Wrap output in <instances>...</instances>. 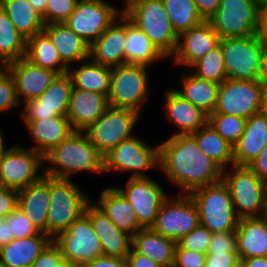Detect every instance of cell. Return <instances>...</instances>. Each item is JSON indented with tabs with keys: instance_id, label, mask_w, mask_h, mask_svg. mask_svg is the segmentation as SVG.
<instances>
[{
	"instance_id": "6da1fadb",
	"label": "cell",
	"mask_w": 267,
	"mask_h": 267,
	"mask_svg": "<svg viewBox=\"0 0 267 267\" xmlns=\"http://www.w3.org/2000/svg\"><path fill=\"white\" fill-rule=\"evenodd\" d=\"M159 168L179 194H190L196 189L222 180L223 169L204 152L191 135L173 134L159 144Z\"/></svg>"
},
{
	"instance_id": "7a4b0ae2",
	"label": "cell",
	"mask_w": 267,
	"mask_h": 267,
	"mask_svg": "<svg viewBox=\"0 0 267 267\" xmlns=\"http://www.w3.org/2000/svg\"><path fill=\"white\" fill-rule=\"evenodd\" d=\"M50 162L44 175L68 179L78 171L103 173V155L90 142L84 131H73L58 146L44 156V162Z\"/></svg>"
},
{
	"instance_id": "3957f363",
	"label": "cell",
	"mask_w": 267,
	"mask_h": 267,
	"mask_svg": "<svg viewBox=\"0 0 267 267\" xmlns=\"http://www.w3.org/2000/svg\"><path fill=\"white\" fill-rule=\"evenodd\" d=\"M123 13L138 26L166 57L175 54L178 35L162 0H126Z\"/></svg>"
},
{
	"instance_id": "277c9868",
	"label": "cell",
	"mask_w": 267,
	"mask_h": 267,
	"mask_svg": "<svg viewBox=\"0 0 267 267\" xmlns=\"http://www.w3.org/2000/svg\"><path fill=\"white\" fill-rule=\"evenodd\" d=\"M72 180L49 177L50 203L47 218V236L53 240L85 211L88 198Z\"/></svg>"
},
{
	"instance_id": "5b68a950",
	"label": "cell",
	"mask_w": 267,
	"mask_h": 267,
	"mask_svg": "<svg viewBox=\"0 0 267 267\" xmlns=\"http://www.w3.org/2000/svg\"><path fill=\"white\" fill-rule=\"evenodd\" d=\"M224 169L222 180L227 185L239 219L262 217L267 207V183L248 166L232 165Z\"/></svg>"
},
{
	"instance_id": "8992f818",
	"label": "cell",
	"mask_w": 267,
	"mask_h": 267,
	"mask_svg": "<svg viewBox=\"0 0 267 267\" xmlns=\"http://www.w3.org/2000/svg\"><path fill=\"white\" fill-rule=\"evenodd\" d=\"M189 195L197 206L201 225L212 233L236 231L239 217L223 180L196 189Z\"/></svg>"
},
{
	"instance_id": "52a82bcc",
	"label": "cell",
	"mask_w": 267,
	"mask_h": 267,
	"mask_svg": "<svg viewBox=\"0 0 267 267\" xmlns=\"http://www.w3.org/2000/svg\"><path fill=\"white\" fill-rule=\"evenodd\" d=\"M220 39L250 37L261 27L258 0H221L217 11L207 20Z\"/></svg>"
},
{
	"instance_id": "ba28073f",
	"label": "cell",
	"mask_w": 267,
	"mask_h": 267,
	"mask_svg": "<svg viewBox=\"0 0 267 267\" xmlns=\"http://www.w3.org/2000/svg\"><path fill=\"white\" fill-rule=\"evenodd\" d=\"M228 78L259 81L264 39L260 34L250 37L220 39Z\"/></svg>"
},
{
	"instance_id": "9c48e42d",
	"label": "cell",
	"mask_w": 267,
	"mask_h": 267,
	"mask_svg": "<svg viewBox=\"0 0 267 267\" xmlns=\"http://www.w3.org/2000/svg\"><path fill=\"white\" fill-rule=\"evenodd\" d=\"M147 67L141 64L112 67L111 88L108 95L110 107L130 109L140 113L145 101L148 100Z\"/></svg>"
},
{
	"instance_id": "30bf717a",
	"label": "cell",
	"mask_w": 267,
	"mask_h": 267,
	"mask_svg": "<svg viewBox=\"0 0 267 267\" xmlns=\"http://www.w3.org/2000/svg\"><path fill=\"white\" fill-rule=\"evenodd\" d=\"M158 166L159 145L151 147L134 135L103 156V173L129 171L132 178L147 177L144 171Z\"/></svg>"
},
{
	"instance_id": "8fae6325",
	"label": "cell",
	"mask_w": 267,
	"mask_h": 267,
	"mask_svg": "<svg viewBox=\"0 0 267 267\" xmlns=\"http://www.w3.org/2000/svg\"><path fill=\"white\" fill-rule=\"evenodd\" d=\"M141 113L130 109L108 107L84 132L104 156L123 140L133 136V128Z\"/></svg>"
},
{
	"instance_id": "7c38bea8",
	"label": "cell",
	"mask_w": 267,
	"mask_h": 267,
	"mask_svg": "<svg viewBox=\"0 0 267 267\" xmlns=\"http://www.w3.org/2000/svg\"><path fill=\"white\" fill-rule=\"evenodd\" d=\"M199 225V212L193 199L188 194H179L163 202L151 229L177 242Z\"/></svg>"
},
{
	"instance_id": "4fadbf2b",
	"label": "cell",
	"mask_w": 267,
	"mask_h": 267,
	"mask_svg": "<svg viewBox=\"0 0 267 267\" xmlns=\"http://www.w3.org/2000/svg\"><path fill=\"white\" fill-rule=\"evenodd\" d=\"M52 241L59 247L62 257L73 267H81L86 262L103 255L99 238L85 214Z\"/></svg>"
},
{
	"instance_id": "5bb4252c",
	"label": "cell",
	"mask_w": 267,
	"mask_h": 267,
	"mask_svg": "<svg viewBox=\"0 0 267 267\" xmlns=\"http://www.w3.org/2000/svg\"><path fill=\"white\" fill-rule=\"evenodd\" d=\"M122 13L103 0H78L64 23L91 45Z\"/></svg>"
},
{
	"instance_id": "9a60e30c",
	"label": "cell",
	"mask_w": 267,
	"mask_h": 267,
	"mask_svg": "<svg viewBox=\"0 0 267 267\" xmlns=\"http://www.w3.org/2000/svg\"><path fill=\"white\" fill-rule=\"evenodd\" d=\"M44 157L32 149L14 145L6 149L0 165V186L21 190L36 183L44 173L38 174Z\"/></svg>"
},
{
	"instance_id": "2e32d148",
	"label": "cell",
	"mask_w": 267,
	"mask_h": 267,
	"mask_svg": "<svg viewBox=\"0 0 267 267\" xmlns=\"http://www.w3.org/2000/svg\"><path fill=\"white\" fill-rule=\"evenodd\" d=\"M261 112L260 81L227 78L218 89L217 105L213 113L248 119Z\"/></svg>"
},
{
	"instance_id": "e0dca14e",
	"label": "cell",
	"mask_w": 267,
	"mask_h": 267,
	"mask_svg": "<svg viewBox=\"0 0 267 267\" xmlns=\"http://www.w3.org/2000/svg\"><path fill=\"white\" fill-rule=\"evenodd\" d=\"M115 188L130 202L143 228H151L160 206L169 197L162 187L149 177H130L125 189Z\"/></svg>"
},
{
	"instance_id": "ac0fdd59",
	"label": "cell",
	"mask_w": 267,
	"mask_h": 267,
	"mask_svg": "<svg viewBox=\"0 0 267 267\" xmlns=\"http://www.w3.org/2000/svg\"><path fill=\"white\" fill-rule=\"evenodd\" d=\"M72 87L68 73L58 75L38 98L25 101L22 112L25 124L29 120L67 116Z\"/></svg>"
},
{
	"instance_id": "d6986e66",
	"label": "cell",
	"mask_w": 267,
	"mask_h": 267,
	"mask_svg": "<svg viewBox=\"0 0 267 267\" xmlns=\"http://www.w3.org/2000/svg\"><path fill=\"white\" fill-rule=\"evenodd\" d=\"M219 42V34L208 21H204L178 36L177 49L173 55L174 64L190 67L194 62L218 46Z\"/></svg>"
},
{
	"instance_id": "ffe728a7",
	"label": "cell",
	"mask_w": 267,
	"mask_h": 267,
	"mask_svg": "<svg viewBox=\"0 0 267 267\" xmlns=\"http://www.w3.org/2000/svg\"><path fill=\"white\" fill-rule=\"evenodd\" d=\"M6 69L13 77L19 101L38 98L59 75L57 72L32 64L25 57L8 63Z\"/></svg>"
},
{
	"instance_id": "44dd1931",
	"label": "cell",
	"mask_w": 267,
	"mask_h": 267,
	"mask_svg": "<svg viewBox=\"0 0 267 267\" xmlns=\"http://www.w3.org/2000/svg\"><path fill=\"white\" fill-rule=\"evenodd\" d=\"M84 214L89 218L102 246L103 255L125 258L132 250V236L122 232L94 202L87 204Z\"/></svg>"
},
{
	"instance_id": "7402d4cb",
	"label": "cell",
	"mask_w": 267,
	"mask_h": 267,
	"mask_svg": "<svg viewBox=\"0 0 267 267\" xmlns=\"http://www.w3.org/2000/svg\"><path fill=\"white\" fill-rule=\"evenodd\" d=\"M125 42L126 15L122 13L119 18L90 45V58L94 57L92 59L93 62L111 68L123 65L125 64Z\"/></svg>"
},
{
	"instance_id": "603a6c76",
	"label": "cell",
	"mask_w": 267,
	"mask_h": 267,
	"mask_svg": "<svg viewBox=\"0 0 267 267\" xmlns=\"http://www.w3.org/2000/svg\"><path fill=\"white\" fill-rule=\"evenodd\" d=\"M108 107L106 95L72 87L67 113L69 124L74 131H85Z\"/></svg>"
},
{
	"instance_id": "cb8c5ba5",
	"label": "cell",
	"mask_w": 267,
	"mask_h": 267,
	"mask_svg": "<svg viewBox=\"0 0 267 267\" xmlns=\"http://www.w3.org/2000/svg\"><path fill=\"white\" fill-rule=\"evenodd\" d=\"M267 145V114L246 119L243 134L233 146L234 165L248 166Z\"/></svg>"
},
{
	"instance_id": "d4e9b609",
	"label": "cell",
	"mask_w": 267,
	"mask_h": 267,
	"mask_svg": "<svg viewBox=\"0 0 267 267\" xmlns=\"http://www.w3.org/2000/svg\"><path fill=\"white\" fill-rule=\"evenodd\" d=\"M166 116L179 129L175 135L197 132L208 123V115L179 94L169 89L165 95Z\"/></svg>"
},
{
	"instance_id": "484cf974",
	"label": "cell",
	"mask_w": 267,
	"mask_h": 267,
	"mask_svg": "<svg viewBox=\"0 0 267 267\" xmlns=\"http://www.w3.org/2000/svg\"><path fill=\"white\" fill-rule=\"evenodd\" d=\"M43 32L49 37L61 61L69 69L71 63H82L90 58V45L65 23L46 24Z\"/></svg>"
},
{
	"instance_id": "4316f807",
	"label": "cell",
	"mask_w": 267,
	"mask_h": 267,
	"mask_svg": "<svg viewBox=\"0 0 267 267\" xmlns=\"http://www.w3.org/2000/svg\"><path fill=\"white\" fill-rule=\"evenodd\" d=\"M49 176L44 175L36 183L18 191V207L34 226L47 235V218L50 203Z\"/></svg>"
},
{
	"instance_id": "83f0119b",
	"label": "cell",
	"mask_w": 267,
	"mask_h": 267,
	"mask_svg": "<svg viewBox=\"0 0 267 267\" xmlns=\"http://www.w3.org/2000/svg\"><path fill=\"white\" fill-rule=\"evenodd\" d=\"M25 125L36 143L31 149L43 157L74 131L67 116L29 120Z\"/></svg>"
},
{
	"instance_id": "f1b7e54d",
	"label": "cell",
	"mask_w": 267,
	"mask_h": 267,
	"mask_svg": "<svg viewBox=\"0 0 267 267\" xmlns=\"http://www.w3.org/2000/svg\"><path fill=\"white\" fill-rule=\"evenodd\" d=\"M122 232L132 237L143 227L139 224L132 205L115 188H105L94 203Z\"/></svg>"
},
{
	"instance_id": "f546056e",
	"label": "cell",
	"mask_w": 267,
	"mask_h": 267,
	"mask_svg": "<svg viewBox=\"0 0 267 267\" xmlns=\"http://www.w3.org/2000/svg\"><path fill=\"white\" fill-rule=\"evenodd\" d=\"M52 240L45 234L13 239L0 247V263L6 267H30Z\"/></svg>"
},
{
	"instance_id": "4dcf8cb0",
	"label": "cell",
	"mask_w": 267,
	"mask_h": 267,
	"mask_svg": "<svg viewBox=\"0 0 267 267\" xmlns=\"http://www.w3.org/2000/svg\"><path fill=\"white\" fill-rule=\"evenodd\" d=\"M235 232L240 259L267 256V220L264 216L239 219Z\"/></svg>"
},
{
	"instance_id": "1f68e13d",
	"label": "cell",
	"mask_w": 267,
	"mask_h": 267,
	"mask_svg": "<svg viewBox=\"0 0 267 267\" xmlns=\"http://www.w3.org/2000/svg\"><path fill=\"white\" fill-rule=\"evenodd\" d=\"M176 245V241L156 233L151 228H143L132 237V249L162 267H173Z\"/></svg>"
},
{
	"instance_id": "d6a6232c",
	"label": "cell",
	"mask_w": 267,
	"mask_h": 267,
	"mask_svg": "<svg viewBox=\"0 0 267 267\" xmlns=\"http://www.w3.org/2000/svg\"><path fill=\"white\" fill-rule=\"evenodd\" d=\"M125 64L149 66L165 56L148 36L126 16Z\"/></svg>"
},
{
	"instance_id": "836d02e7",
	"label": "cell",
	"mask_w": 267,
	"mask_h": 267,
	"mask_svg": "<svg viewBox=\"0 0 267 267\" xmlns=\"http://www.w3.org/2000/svg\"><path fill=\"white\" fill-rule=\"evenodd\" d=\"M0 6L26 40L43 32L45 23L42 15L28 0H0Z\"/></svg>"
},
{
	"instance_id": "e575fe53",
	"label": "cell",
	"mask_w": 267,
	"mask_h": 267,
	"mask_svg": "<svg viewBox=\"0 0 267 267\" xmlns=\"http://www.w3.org/2000/svg\"><path fill=\"white\" fill-rule=\"evenodd\" d=\"M74 88L96 92L108 97L111 88L112 68L89 61L67 72Z\"/></svg>"
},
{
	"instance_id": "d590c367",
	"label": "cell",
	"mask_w": 267,
	"mask_h": 267,
	"mask_svg": "<svg viewBox=\"0 0 267 267\" xmlns=\"http://www.w3.org/2000/svg\"><path fill=\"white\" fill-rule=\"evenodd\" d=\"M181 90L176 91L208 116L217 105L219 84L199 79L192 73L183 75Z\"/></svg>"
},
{
	"instance_id": "8d00e7d4",
	"label": "cell",
	"mask_w": 267,
	"mask_h": 267,
	"mask_svg": "<svg viewBox=\"0 0 267 267\" xmlns=\"http://www.w3.org/2000/svg\"><path fill=\"white\" fill-rule=\"evenodd\" d=\"M25 58L32 64L53 70L59 75L65 74L69 70L61 61L55 46L44 32L35 34L27 40Z\"/></svg>"
},
{
	"instance_id": "74e56055",
	"label": "cell",
	"mask_w": 267,
	"mask_h": 267,
	"mask_svg": "<svg viewBox=\"0 0 267 267\" xmlns=\"http://www.w3.org/2000/svg\"><path fill=\"white\" fill-rule=\"evenodd\" d=\"M199 148L213 159L223 170L228 164L234 165L233 145L225 140L209 123L191 134Z\"/></svg>"
},
{
	"instance_id": "f35d334b",
	"label": "cell",
	"mask_w": 267,
	"mask_h": 267,
	"mask_svg": "<svg viewBox=\"0 0 267 267\" xmlns=\"http://www.w3.org/2000/svg\"><path fill=\"white\" fill-rule=\"evenodd\" d=\"M27 40L14 27L0 6V65L17 61L26 56Z\"/></svg>"
},
{
	"instance_id": "ab89813d",
	"label": "cell",
	"mask_w": 267,
	"mask_h": 267,
	"mask_svg": "<svg viewBox=\"0 0 267 267\" xmlns=\"http://www.w3.org/2000/svg\"><path fill=\"white\" fill-rule=\"evenodd\" d=\"M162 2L178 36L206 21L200 15L194 0H162Z\"/></svg>"
},
{
	"instance_id": "60d3db41",
	"label": "cell",
	"mask_w": 267,
	"mask_h": 267,
	"mask_svg": "<svg viewBox=\"0 0 267 267\" xmlns=\"http://www.w3.org/2000/svg\"><path fill=\"white\" fill-rule=\"evenodd\" d=\"M223 60L221 46L218 45L190 66L193 69L195 68L192 74L199 79L220 85L228 78Z\"/></svg>"
},
{
	"instance_id": "b9f144b4",
	"label": "cell",
	"mask_w": 267,
	"mask_h": 267,
	"mask_svg": "<svg viewBox=\"0 0 267 267\" xmlns=\"http://www.w3.org/2000/svg\"><path fill=\"white\" fill-rule=\"evenodd\" d=\"M208 123L234 146L243 134L246 119L228 114L212 113L208 116Z\"/></svg>"
},
{
	"instance_id": "7bdbcfd3",
	"label": "cell",
	"mask_w": 267,
	"mask_h": 267,
	"mask_svg": "<svg viewBox=\"0 0 267 267\" xmlns=\"http://www.w3.org/2000/svg\"><path fill=\"white\" fill-rule=\"evenodd\" d=\"M4 220L9 224L10 235H13L14 239L34 236L41 233L19 207L5 217Z\"/></svg>"
},
{
	"instance_id": "ee69618b",
	"label": "cell",
	"mask_w": 267,
	"mask_h": 267,
	"mask_svg": "<svg viewBox=\"0 0 267 267\" xmlns=\"http://www.w3.org/2000/svg\"><path fill=\"white\" fill-rule=\"evenodd\" d=\"M212 232L203 225H199L186 236L177 241L182 249L207 254Z\"/></svg>"
},
{
	"instance_id": "f6af8a7d",
	"label": "cell",
	"mask_w": 267,
	"mask_h": 267,
	"mask_svg": "<svg viewBox=\"0 0 267 267\" xmlns=\"http://www.w3.org/2000/svg\"><path fill=\"white\" fill-rule=\"evenodd\" d=\"M19 102L13 77L5 66H0V112L8 111Z\"/></svg>"
},
{
	"instance_id": "bcb514c9",
	"label": "cell",
	"mask_w": 267,
	"mask_h": 267,
	"mask_svg": "<svg viewBox=\"0 0 267 267\" xmlns=\"http://www.w3.org/2000/svg\"><path fill=\"white\" fill-rule=\"evenodd\" d=\"M78 0H48L45 13L42 15L43 21L46 24L64 23Z\"/></svg>"
},
{
	"instance_id": "7dc6e473",
	"label": "cell",
	"mask_w": 267,
	"mask_h": 267,
	"mask_svg": "<svg viewBox=\"0 0 267 267\" xmlns=\"http://www.w3.org/2000/svg\"><path fill=\"white\" fill-rule=\"evenodd\" d=\"M30 267H73L61 255L59 247L51 241Z\"/></svg>"
},
{
	"instance_id": "c3c4849f",
	"label": "cell",
	"mask_w": 267,
	"mask_h": 267,
	"mask_svg": "<svg viewBox=\"0 0 267 267\" xmlns=\"http://www.w3.org/2000/svg\"><path fill=\"white\" fill-rule=\"evenodd\" d=\"M208 252H237L236 232L212 233Z\"/></svg>"
},
{
	"instance_id": "681fc988",
	"label": "cell",
	"mask_w": 267,
	"mask_h": 267,
	"mask_svg": "<svg viewBox=\"0 0 267 267\" xmlns=\"http://www.w3.org/2000/svg\"><path fill=\"white\" fill-rule=\"evenodd\" d=\"M206 254L175 247L173 267H204Z\"/></svg>"
},
{
	"instance_id": "f907efd6",
	"label": "cell",
	"mask_w": 267,
	"mask_h": 267,
	"mask_svg": "<svg viewBox=\"0 0 267 267\" xmlns=\"http://www.w3.org/2000/svg\"><path fill=\"white\" fill-rule=\"evenodd\" d=\"M238 252H207L204 267H240Z\"/></svg>"
},
{
	"instance_id": "816d5d0a",
	"label": "cell",
	"mask_w": 267,
	"mask_h": 267,
	"mask_svg": "<svg viewBox=\"0 0 267 267\" xmlns=\"http://www.w3.org/2000/svg\"><path fill=\"white\" fill-rule=\"evenodd\" d=\"M18 207V191L0 186V217H7Z\"/></svg>"
},
{
	"instance_id": "f5cc1de1",
	"label": "cell",
	"mask_w": 267,
	"mask_h": 267,
	"mask_svg": "<svg viewBox=\"0 0 267 267\" xmlns=\"http://www.w3.org/2000/svg\"><path fill=\"white\" fill-rule=\"evenodd\" d=\"M81 267H129V264L126 257L117 258L101 255L94 258L92 261L86 262Z\"/></svg>"
},
{
	"instance_id": "db71d44e",
	"label": "cell",
	"mask_w": 267,
	"mask_h": 267,
	"mask_svg": "<svg viewBox=\"0 0 267 267\" xmlns=\"http://www.w3.org/2000/svg\"><path fill=\"white\" fill-rule=\"evenodd\" d=\"M248 167L263 181L267 183V145Z\"/></svg>"
},
{
	"instance_id": "11a10c76",
	"label": "cell",
	"mask_w": 267,
	"mask_h": 267,
	"mask_svg": "<svg viewBox=\"0 0 267 267\" xmlns=\"http://www.w3.org/2000/svg\"><path fill=\"white\" fill-rule=\"evenodd\" d=\"M129 267H162L150 258L136 253L133 249L126 256Z\"/></svg>"
},
{
	"instance_id": "9f6ffc18",
	"label": "cell",
	"mask_w": 267,
	"mask_h": 267,
	"mask_svg": "<svg viewBox=\"0 0 267 267\" xmlns=\"http://www.w3.org/2000/svg\"><path fill=\"white\" fill-rule=\"evenodd\" d=\"M221 0H194L200 15L207 21L219 8Z\"/></svg>"
},
{
	"instance_id": "6f0895ef",
	"label": "cell",
	"mask_w": 267,
	"mask_h": 267,
	"mask_svg": "<svg viewBox=\"0 0 267 267\" xmlns=\"http://www.w3.org/2000/svg\"><path fill=\"white\" fill-rule=\"evenodd\" d=\"M240 260V267H267V256H256Z\"/></svg>"
},
{
	"instance_id": "680465c9",
	"label": "cell",
	"mask_w": 267,
	"mask_h": 267,
	"mask_svg": "<svg viewBox=\"0 0 267 267\" xmlns=\"http://www.w3.org/2000/svg\"><path fill=\"white\" fill-rule=\"evenodd\" d=\"M13 239V235H10L9 224L6 223L4 218L0 217V247Z\"/></svg>"
},
{
	"instance_id": "91938a15",
	"label": "cell",
	"mask_w": 267,
	"mask_h": 267,
	"mask_svg": "<svg viewBox=\"0 0 267 267\" xmlns=\"http://www.w3.org/2000/svg\"><path fill=\"white\" fill-rule=\"evenodd\" d=\"M259 34L267 41V0L261 3V27Z\"/></svg>"
},
{
	"instance_id": "94428289",
	"label": "cell",
	"mask_w": 267,
	"mask_h": 267,
	"mask_svg": "<svg viewBox=\"0 0 267 267\" xmlns=\"http://www.w3.org/2000/svg\"><path fill=\"white\" fill-rule=\"evenodd\" d=\"M259 81H267V41L264 40Z\"/></svg>"
},
{
	"instance_id": "6125c7cd",
	"label": "cell",
	"mask_w": 267,
	"mask_h": 267,
	"mask_svg": "<svg viewBox=\"0 0 267 267\" xmlns=\"http://www.w3.org/2000/svg\"><path fill=\"white\" fill-rule=\"evenodd\" d=\"M261 86V113L267 114V81H260Z\"/></svg>"
},
{
	"instance_id": "be15d7a7",
	"label": "cell",
	"mask_w": 267,
	"mask_h": 267,
	"mask_svg": "<svg viewBox=\"0 0 267 267\" xmlns=\"http://www.w3.org/2000/svg\"><path fill=\"white\" fill-rule=\"evenodd\" d=\"M37 12L41 15L45 13L48 0H28Z\"/></svg>"
},
{
	"instance_id": "e7e4bbea",
	"label": "cell",
	"mask_w": 267,
	"mask_h": 267,
	"mask_svg": "<svg viewBox=\"0 0 267 267\" xmlns=\"http://www.w3.org/2000/svg\"><path fill=\"white\" fill-rule=\"evenodd\" d=\"M5 147H4V141H3V136H2V132L0 133V165L3 159V156L5 154Z\"/></svg>"
},
{
	"instance_id": "03108f58",
	"label": "cell",
	"mask_w": 267,
	"mask_h": 267,
	"mask_svg": "<svg viewBox=\"0 0 267 267\" xmlns=\"http://www.w3.org/2000/svg\"><path fill=\"white\" fill-rule=\"evenodd\" d=\"M264 217L266 218V220H267V207H266V209H265V214H264Z\"/></svg>"
},
{
	"instance_id": "003e7915",
	"label": "cell",
	"mask_w": 267,
	"mask_h": 267,
	"mask_svg": "<svg viewBox=\"0 0 267 267\" xmlns=\"http://www.w3.org/2000/svg\"><path fill=\"white\" fill-rule=\"evenodd\" d=\"M0 267H6V266H5L4 264H1V263H0Z\"/></svg>"
}]
</instances>
